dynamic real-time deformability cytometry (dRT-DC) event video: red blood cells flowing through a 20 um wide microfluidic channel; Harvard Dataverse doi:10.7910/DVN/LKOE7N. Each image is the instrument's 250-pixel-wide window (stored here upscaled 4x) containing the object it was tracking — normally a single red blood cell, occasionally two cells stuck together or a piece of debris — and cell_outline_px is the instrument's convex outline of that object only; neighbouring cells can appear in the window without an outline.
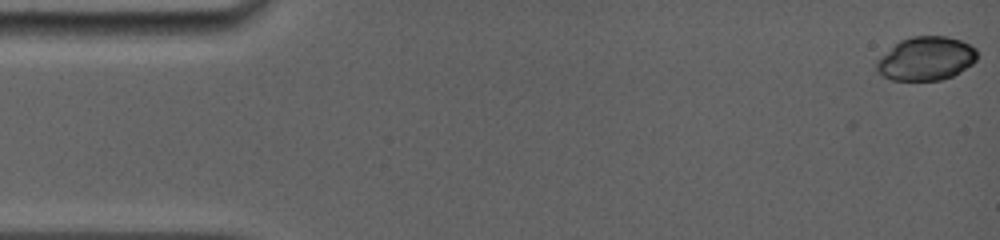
{"species": "common noctule bat (a hibernating species)", "species_latin": "Nyctalus noctula", "temperature_condition": "room temperature", "stored_images_in_passage": 14, "camera_frame_rate_fps": 5000, "um_per_image_px": 0.085, "animal": {"sex": "female", "body_mass_g": 19.0, "forearm_length_mm": 56.7}, "frame": {"image": 1, "passage_image": 1, "time_ms": 0.0, "image_size_px": [1000, 240], "cell_outline_px": [[976, 60], [972, 64], [960, 72], [952, 76], [940, 80], [892, 80], [884, 76], [876, 68], [876, 60], [880, 56], [900, 40], [912, 36], [948, 36], [960, 40], [976, 48]], "centroid_in_image_um": [78.71, 4.97], "position_along_channel_um": 6.3, "area_um2": 25.49}}